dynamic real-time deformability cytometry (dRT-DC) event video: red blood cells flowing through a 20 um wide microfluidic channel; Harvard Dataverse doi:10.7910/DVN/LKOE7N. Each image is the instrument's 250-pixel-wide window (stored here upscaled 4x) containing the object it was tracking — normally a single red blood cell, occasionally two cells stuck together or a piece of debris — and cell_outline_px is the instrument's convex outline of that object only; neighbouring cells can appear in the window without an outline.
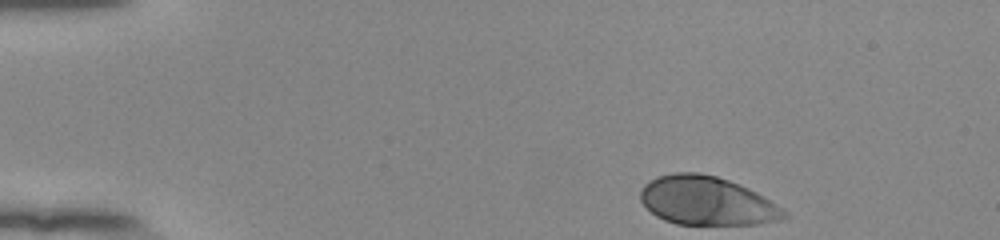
{"species": "human", "species_latin": "Homo sapiens", "temperature_condition": "room temperature", "stored_images_in_passage": 40, "camera_frame_rate_fps": 3000, "um_per_image_px": 0.085, "donor": {"sex": "female"}, "frame": {"image": 1, "passage_image": 1, "time_ms": 0.0, "image_size_px": [1000, 240], "cell_outline_px": [[788, 216], [784, 220], [756, 224], [676, 224], [664, 220], [656, 216], [640, 200], [640, 188], [644, 184], [656, 176], [672, 172], [700, 172], [716, 176], [728, 180], [748, 188], [764, 196], [788, 212]], "centroid_in_image_um": [60.08, 17.06], "position_along_channel_um": 24.9, "area_um2": 40.98}}
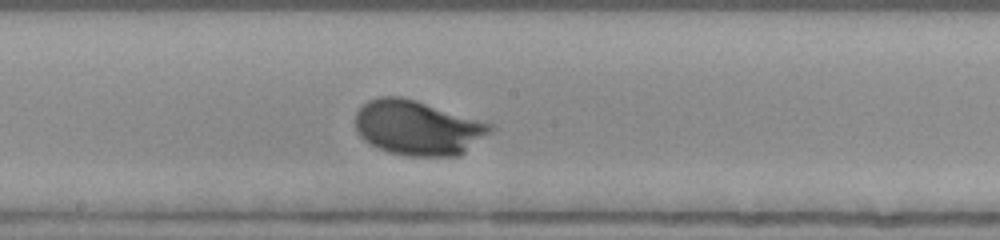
{"frame": {"image": 2, "passage_image": 23, "time_ms": 7.333, "image_size_px": [1000, 240], "cell_outline_px": [[492, 132], [460, 156], [408, 156], [388, 152], [376, 148], [368, 144], [360, 136], [356, 128], [356, 112], [368, 100], [380, 96], [400, 96], [416, 100], [492, 124]], "centroid_in_image_um": [35.49, 10.87], "position_along_channel_um": 212.7, "area_um2": 43.12}}
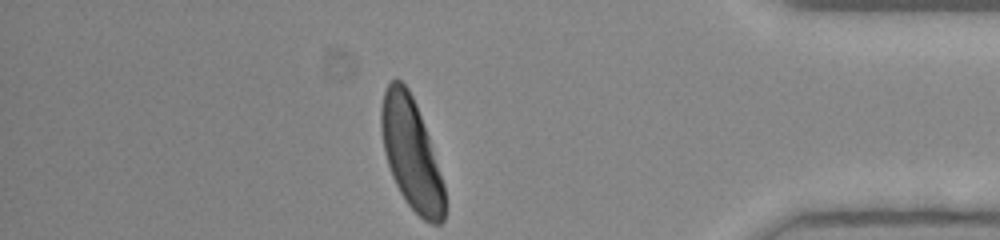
{"frame": {"image": 3, "passage_image": 40, "time_ms": 13.0, "image_size_px": [1000, 240], "cell_outline_px": [[444, 220], [440, 224], [432, 224], [424, 220], [408, 204], [400, 192], [392, 176], [384, 152], [380, 128], [380, 108], [384, 92], [388, 84], [396, 76], [408, 88], [416, 104], [428, 136], [444, 184]], "centroid_in_image_um": [34.93, 13.04], "position_along_channel_um": 400.3, "area_um2": 40.69}, "authors_computed_cell_mechanics": {"area_um2": 40.46, "velocity_mm_per_s": 3.8335, "shape_relaxation_time_tau1_ms": 1.983, "shape_relaxation_time_tau2_ms": null, "deformation_change_tau1": 0.1704, "deformation_change_tau2": null}}